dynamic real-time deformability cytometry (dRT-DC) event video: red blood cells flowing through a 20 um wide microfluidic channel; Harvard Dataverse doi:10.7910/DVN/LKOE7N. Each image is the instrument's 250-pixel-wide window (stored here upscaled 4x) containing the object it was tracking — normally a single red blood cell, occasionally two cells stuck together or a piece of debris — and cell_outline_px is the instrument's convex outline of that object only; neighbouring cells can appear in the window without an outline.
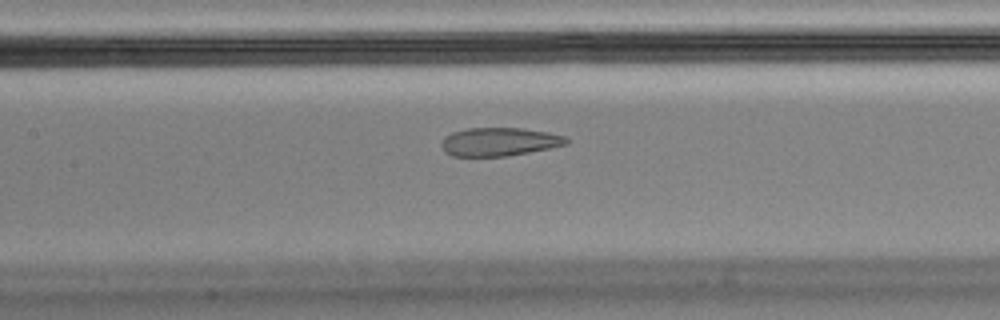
{"species": "Egyptian fruit bat (a non-hibernating species)", "species_latin": "Rousettus aegyptiacus", "temperature_condition": "cold", "stored_images_in_passage": 55, "camera_frame_rate_fps": 3000, "um_per_image_px": 0.085, "animal": {"sex": "male"}, "frame": {"image": 1, "passage_image": 24, "time_ms": 7.667, "image_size_px": [1000, 320], "cell_outline_px": [[568, 144], [508, 156], [452, 156], [444, 152], [440, 144], [444, 136], [452, 132], [464, 128], [524, 128], [548, 132], [564, 136], [568, 140]], "centroid_in_image_um": [42.39, 12.04], "position_along_channel_um": 165.0, "area_um2": 20.75}}